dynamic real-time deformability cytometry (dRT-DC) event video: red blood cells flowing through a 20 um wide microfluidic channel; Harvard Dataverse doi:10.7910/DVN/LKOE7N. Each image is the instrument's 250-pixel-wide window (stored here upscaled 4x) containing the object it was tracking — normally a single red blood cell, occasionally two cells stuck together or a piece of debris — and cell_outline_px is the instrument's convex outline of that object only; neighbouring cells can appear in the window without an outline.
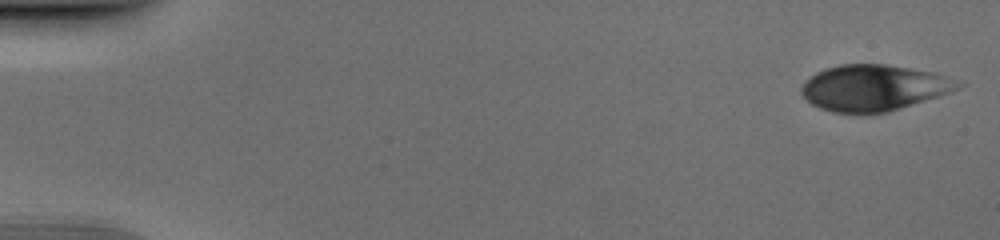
{"species": "human", "species_latin": "Homo sapiens", "temperature_condition": "cold", "stored_images_in_passage": 50, "camera_frame_rate_fps": 3000, "um_per_image_px": 0.085, "donor": {"sex": "male"}, "frame": {"image": 1, "passage_image": 1, "time_ms": 0.0, "image_size_px": [1000, 240], "cell_outline_px": [[968, 84], [952, 92], [888, 112], [832, 112], [820, 108], [812, 104], [800, 92], [800, 88], [804, 80], [816, 72], [824, 68], [840, 64], [884, 64], [912, 68], [936, 72], [964, 80]], "centroid_in_image_um": [74.35, 7.43], "position_along_channel_um": 10.6, "area_um2": 42.54}}
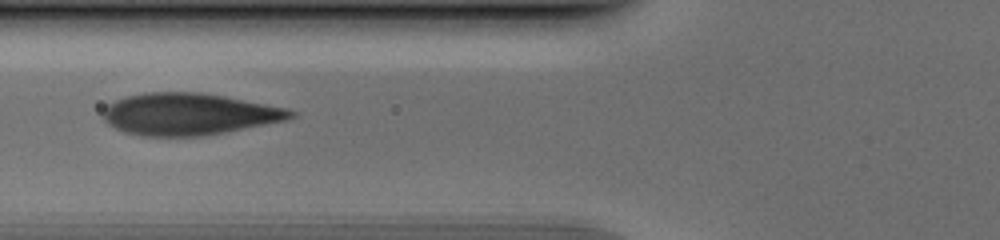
{"frame": {"image": 2, "passage_image": 20, "time_ms": 6.333, "image_size_px": [1000, 240], "cell_outline_px": [[296, 116], [284, 120], [224, 132], [200, 136], [140, 136], [124, 132], [108, 124], [100, 116], [100, 112], [108, 104], [124, 96], [144, 92], [200, 92], [224, 96], [288, 108], [296, 112]], "centroid_in_image_um": [15.98, 9.69], "position_along_channel_um": 109.8, "area_um2": 45.84}}
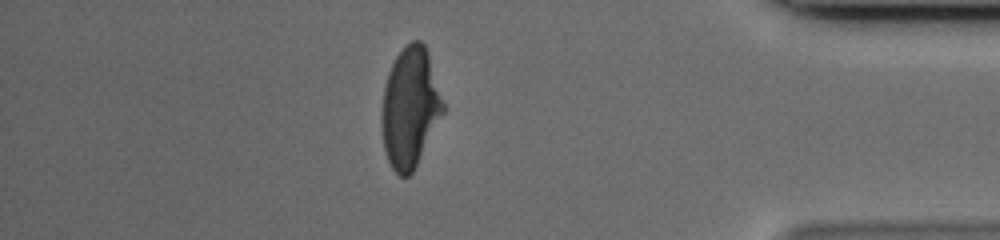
{"frame": {"image": 3, "passage_image": 44, "time_ms": 14.333, "image_size_px": [1000, 240], "cell_outline_px": [[444, 112], [416, 168], [408, 176], [400, 176], [392, 168], [388, 160], [384, 148], [380, 124], [380, 112], [384, 88], [388, 72], [396, 56], [412, 40], [420, 40], [424, 44], [428, 52], [444, 104]], "centroid_in_image_um": [34.84, 9.17], "position_along_channel_um": 400.4, "area_um2": 43.12}}